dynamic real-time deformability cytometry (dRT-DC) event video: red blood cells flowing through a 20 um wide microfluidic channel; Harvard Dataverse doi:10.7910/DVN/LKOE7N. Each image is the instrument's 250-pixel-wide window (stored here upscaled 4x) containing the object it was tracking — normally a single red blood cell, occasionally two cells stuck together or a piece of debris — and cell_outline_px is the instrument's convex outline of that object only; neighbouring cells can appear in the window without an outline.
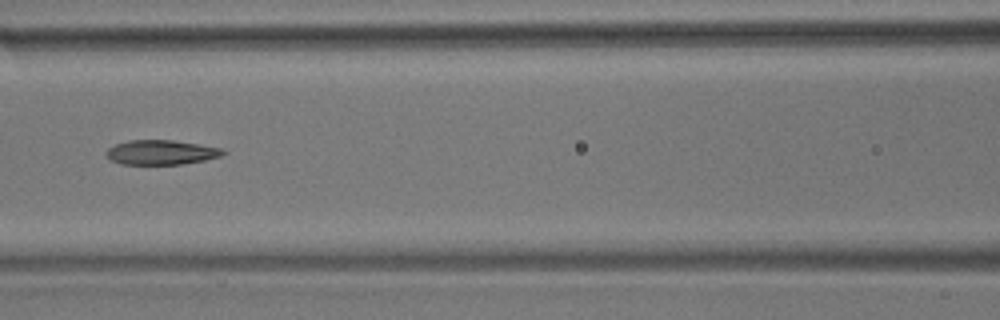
{"species": "common noctule bat (a hibernating species)", "species_latin": "Nyctalus noctula", "temperature_condition": "room temperature", "stored_images_in_passage": 8, "camera_frame_rate_fps": 3000, "um_per_image_px": 0.085, "animal": {"sex": "male", "body_mass_g": 17.9}, "frame": {"image": 1, "passage_image": 8, "time_ms": 8.0, "image_size_px": [1000, 320], "cell_outline_px": [[228, 152], [220, 156], [204, 160], [180, 164], [120, 164], [112, 160], [108, 156], [108, 148], [116, 144], [128, 140], [172, 140], [220, 148]], "centroid_in_image_um": [13.7, 12.95], "position_along_channel_um": 152.9, "area_um2": 16.42}}